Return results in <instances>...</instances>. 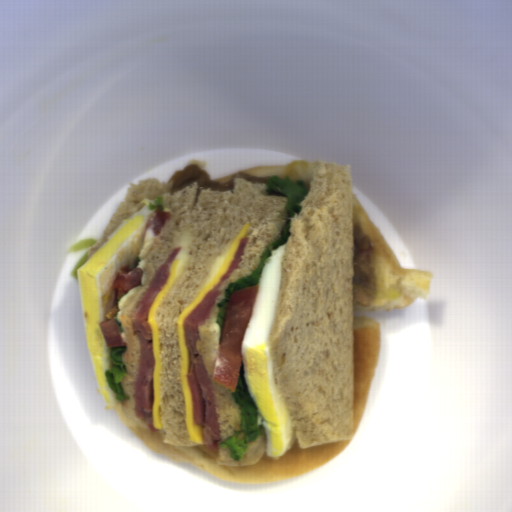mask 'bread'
Listing matches in <instances>:
<instances>
[{
  "label": "bread",
  "instance_id": "obj_1",
  "mask_svg": "<svg viewBox=\"0 0 512 512\" xmlns=\"http://www.w3.org/2000/svg\"><path fill=\"white\" fill-rule=\"evenodd\" d=\"M267 183L253 182L247 178H234L233 189L213 191L200 186L198 180L173 194L160 197L171 218L165 219L157 237L144 252L141 286L119 310L115 305L105 318L116 315L123 331L121 337L126 352H122L123 368L127 375L121 384L130 399L120 400L126 418L137 429H148L137 418L134 410L135 382L141 360V343L133 334L132 313L144 296L158 267L169 257L172 250L181 247L175 261H179L176 276L166 295L156 308L158 343L161 357L159 387L161 391L159 417L162 429H157L165 443L172 446L197 447L189 433L185 414V394L181 387V366L177 323L180 315L201 290L208 284L223 264L227 252L235 242L247 221L249 227L244 237H249L235 270L217 288L221 291L210 307L211 317L197 325L200 338L197 351L203 359L206 374L213 390L215 411L220 431L216 440L218 454L216 464L222 466H251L267 453V432L258 424L262 436L248 442L240 460L231 457L229 448L220 443L242 430L241 408L231 393L213 380L212 375L223 331L216 323L220 312L218 302L225 299L229 283L252 275L257 270L267 248L282 238L291 211L285 205L287 196L279 192H267Z\"/></svg>",
  "mask_w": 512,
  "mask_h": 512
},
{
  "label": "bread",
  "instance_id": "obj_2",
  "mask_svg": "<svg viewBox=\"0 0 512 512\" xmlns=\"http://www.w3.org/2000/svg\"><path fill=\"white\" fill-rule=\"evenodd\" d=\"M289 221L267 337L299 448L354 440V229L350 165L312 163Z\"/></svg>",
  "mask_w": 512,
  "mask_h": 512
},
{
  "label": "bread",
  "instance_id": "obj_3",
  "mask_svg": "<svg viewBox=\"0 0 512 512\" xmlns=\"http://www.w3.org/2000/svg\"><path fill=\"white\" fill-rule=\"evenodd\" d=\"M118 417L141 443L152 452L172 460L191 464L210 477L234 482L271 483L275 481L299 477L338 456L346 449L351 439L331 441L307 448H300L296 439L294 445L278 460L272 459L267 452L252 465H220L217 464L219 448L210 449L203 446H173L164 441L161 432L138 429L124 414L121 400L117 399L113 407Z\"/></svg>",
  "mask_w": 512,
  "mask_h": 512
},
{
  "label": "bread",
  "instance_id": "obj_4",
  "mask_svg": "<svg viewBox=\"0 0 512 512\" xmlns=\"http://www.w3.org/2000/svg\"><path fill=\"white\" fill-rule=\"evenodd\" d=\"M352 218L362 232L372 241L378 255L383 287L400 294L391 304L353 306V311H379L410 306L413 302L427 299L433 285V274L422 269L403 267L394 249L372 223L351 192Z\"/></svg>",
  "mask_w": 512,
  "mask_h": 512
},
{
  "label": "bread",
  "instance_id": "obj_5",
  "mask_svg": "<svg viewBox=\"0 0 512 512\" xmlns=\"http://www.w3.org/2000/svg\"><path fill=\"white\" fill-rule=\"evenodd\" d=\"M354 409L353 434L363 416L381 348V324L367 316L353 318Z\"/></svg>",
  "mask_w": 512,
  "mask_h": 512
},
{
  "label": "bread",
  "instance_id": "obj_6",
  "mask_svg": "<svg viewBox=\"0 0 512 512\" xmlns=\"http://www.w3.org/2000/svg\"><path fill=\"white\" fill-rule=\"evenodd\" d=\"M175 178L169 181H160L159 177H151L131 184L122 202L108 221L100 240L87 251L88 260L102 246L108 236L119 227L122 220L127 219L146 204L141 201L143 198L152 200L156 205L157 197H161L164 193L171 194Z\"/></svg>",
  "mask_w": 512,
  "mask_h": 512
},
{
  "label": "bread",
  "instance_id": "obj_7",
  "mask_svg": "<svg viewBox=\"0 0 512 512\" xmlns=\"http://www.w3.org/2000/svg\"><path fill=\"white\" fill-rule=\"evenodd\" d=\"M237 173H247L259 177L279 176L281 178L288 177L293 182L303 180L305 187L310 190L312 178L314 174L313 163L306 160H296L286 165H263L257 167L244 168L227 175L221 176L212 181L221 183H230L233 176Z\"/></svg>",
  "mask_w": 512,
  "mask_h": 512
},
{
  "label": "bread",
  "instance_id": "obj_8",
  "mask_svg": "<svg viewBox=\"0 0 512 512\" xmlns=\"http://www.w3.org/2000/svg\"><path fill=\"white\" fill-rule=\"evenodd\" d=\"M187 165L189 166L190 164H195V165H198L201 167L202 170L206 171L207 172V168H208V161H206L205 159H191L189 160L188 162H186Z\"/></svg>",
  "mask_w": 512,
  "mask_h": 512
}]
</instances>
